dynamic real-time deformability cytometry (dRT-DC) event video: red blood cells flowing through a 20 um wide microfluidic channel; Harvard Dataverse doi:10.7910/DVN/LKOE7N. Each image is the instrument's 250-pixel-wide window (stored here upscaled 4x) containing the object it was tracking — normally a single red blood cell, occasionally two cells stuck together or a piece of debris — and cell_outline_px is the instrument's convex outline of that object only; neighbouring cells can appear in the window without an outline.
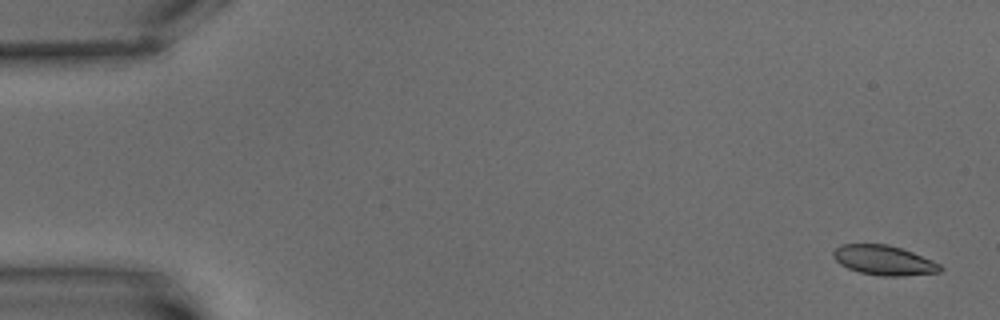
{"species": "common noctule bat (a hibernating species)", "species_latin": "Nyctalus noctula", "temperature_condition": "warm", "stored_images_in_passage": 7, "camera_frame_rate_fps": 3000, "um_per_image_px": 0.085, "animal": {"sex": "male", "body_mass_g": 15.6}, "frame": {"image": 1, "passage_image": 1, "time_ms": 0.0, "image_size_px": [1000, 320], "cell_outline_px": [[944, 268], [940, 272], [900, 276], [880, 276], [860, 272], [848, 268], [840, 264], [832, 256], [832, 252], [840, 244], [888, 244], [912, 252], [932, 260], [940, 264]], "centroid_in_image_um": [75.12, 22.12], "position_along_channel_um": 9.9, "area_um2": 18.5}}
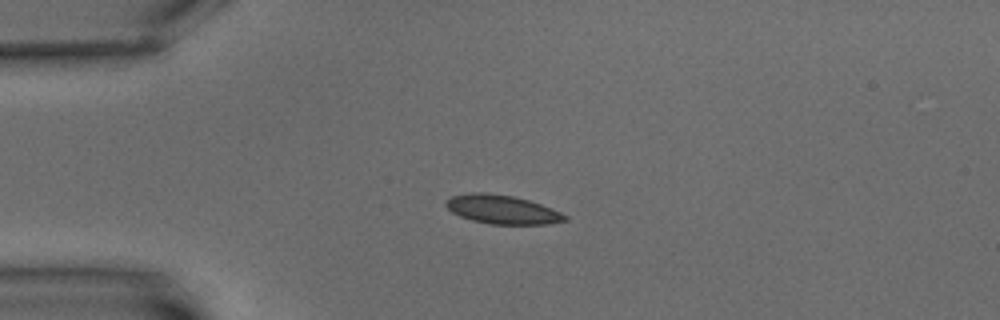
{"frame": {"image": 2, "passage_image": 5, "time_ms": 4.667, "image_size_px": [1000, 320], "cell_outline_px": [[568, 220], [552, 224], [492, 224], [472, 220], [460, 216], [452, 212], [444, 204], [444, 200], [452, 196], [472, 192], [484, 192], [512, 196], [528, 200], [552, 208], [568, 216]], "centroid_in_image_um": [42.69, 17.81], "position_along_channel_um": 42.3, "area_um2": 20.0}}
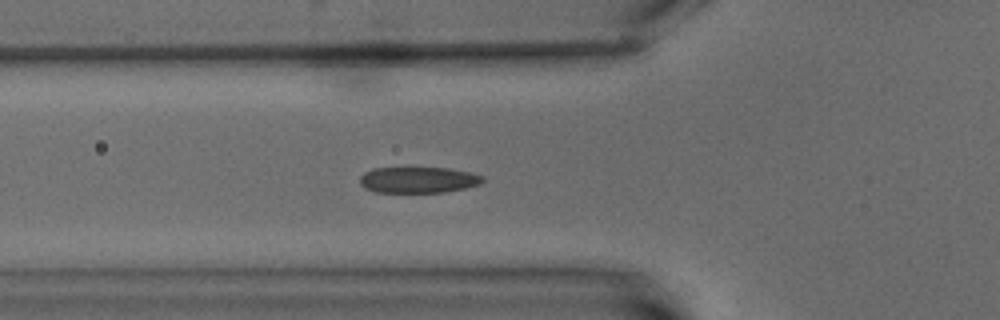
{"frame": {"image": 3, "passage_image": 7, "time_ms": 7.0, "image_size_px": [1000, 320], "cell_outline_px": [[484, 180], [480, 184], [464, 188], [444, 192], [376, 192], [364, 188], [360, 184], [360, 176], [364, 172], [372, 168], [448, 168], [472, 172], [484, 176]], "centroid_in_image_um": [35.55, 15.28], "position_along_channel_um": 90.2, "area_um2": 18.73}}